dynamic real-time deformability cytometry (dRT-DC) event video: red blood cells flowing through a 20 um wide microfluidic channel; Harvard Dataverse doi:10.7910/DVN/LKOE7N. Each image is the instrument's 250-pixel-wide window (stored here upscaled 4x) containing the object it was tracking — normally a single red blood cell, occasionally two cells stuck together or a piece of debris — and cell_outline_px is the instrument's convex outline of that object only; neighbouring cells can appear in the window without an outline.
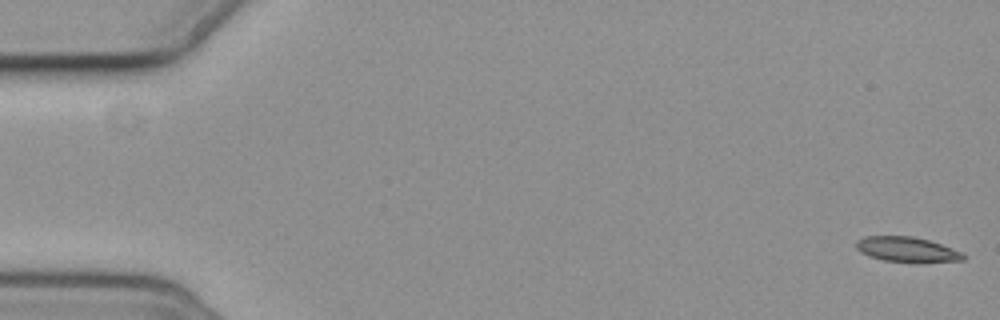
{"species": "common noctule bat (a hibernating species)", "species_latin": "Nyctalus noctula", "temperature_condition": "cold", "stored_images_in_passage": 6, "camera_frame_rate_fps": 3000, "um_per_image_px": 0.085, "animal": {"sex": "female", "body_mass_g": 19.3, "forearm_length_mm": 54.1}, "frame": {"image": 1, "passage_image": 1, "time_ms": 0.0, "image_size_px": [1000, 320], "cell_outline_px": [[964, 260], [916, 264], [884, 260], [868, 256], [860, 252], [856, 248], [856, 240], [864, 236], [912, 236], [928, 240], [964, 252]], "centroid_in_image_um": [77.1, 21.23], "position_along_channel_um": 7.9, "area_um2": 16.07}}